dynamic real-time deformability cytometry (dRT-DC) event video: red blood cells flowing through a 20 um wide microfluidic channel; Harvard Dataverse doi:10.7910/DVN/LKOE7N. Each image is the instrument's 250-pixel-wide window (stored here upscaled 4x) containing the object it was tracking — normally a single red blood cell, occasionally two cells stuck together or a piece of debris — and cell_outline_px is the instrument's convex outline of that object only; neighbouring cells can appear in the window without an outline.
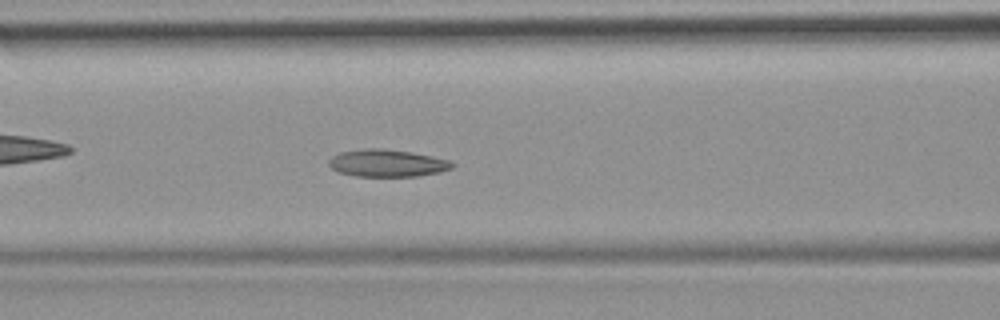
{"species": "common noctule bat (a hibernating species)", "species_latin": "Nyctalus noctula", "temperature_condition": "room temperature", "stored_images_in_passage": 37, "camera_frame_rate_fps": 3000, "um_per_image_px": 0.085, "animal": {"sex": "female", "body_mass_g": 19.9}, "frame": {"image": 1, "passage_image": 16, "time_ms": 5.0, "image_size_px": [1000, 320], "cell_outline_px": [[456, 164], [452, 168], [440, 172], [416, 176], [356, 176], [340, 172], [332, 168], [328, 164], [328, 160], [332, 156], [340, 152], [364, 148], [380, 148], [412, 152], [432, 156], [448, 160]], "centroid_in_image_um": [32.91, 13.86], "position_along_channel_um": 133.7, "area_um2": 19.59}}